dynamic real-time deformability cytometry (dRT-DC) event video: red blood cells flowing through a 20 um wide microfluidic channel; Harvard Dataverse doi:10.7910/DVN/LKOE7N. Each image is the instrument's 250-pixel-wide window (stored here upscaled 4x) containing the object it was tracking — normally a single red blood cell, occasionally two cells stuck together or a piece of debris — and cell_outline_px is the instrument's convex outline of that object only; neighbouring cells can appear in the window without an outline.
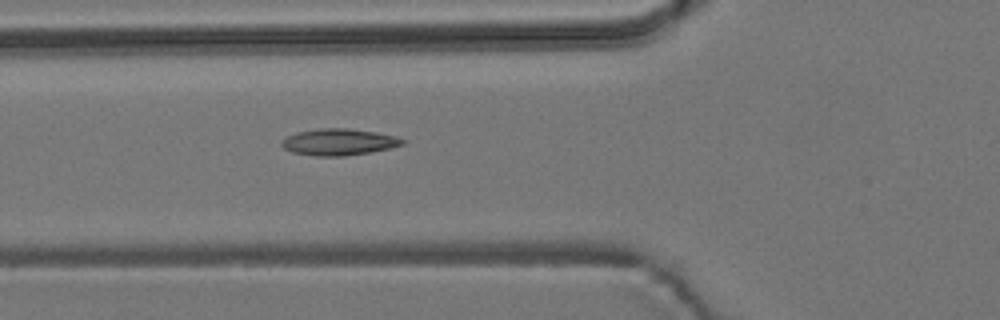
{"species": "common noctule bat (a hibernating species)", "species_latin": "Nyctalus noctula", "temperature_condition": "room temperature", "stored_images_in_passage": 3, "camera_frame_rate_fps": 3000, "um_per_image_px": 0.085, "animal": {"sex": "male", "body_mass_g": 19.2, "forearm_length_mm": 51.8}, "frame": {"image": 1, "passage_image": 3, "time_ms": 2.0, "image_size_px": [1000, 320], "cell_outline_px": [[408, 140], [404, 144], [388, 148], [368, 152], [344, 156], [316, 156], [292, 152], [284, 148], [280, 144], [280, 140], [296, 132], [320, 128], [348, 128], [376, 132], [396, 136]], "centroid_in_image_um": [28.79, 12.06], "position_along_channel_um": 97.0, "area_um2": 18.73}}